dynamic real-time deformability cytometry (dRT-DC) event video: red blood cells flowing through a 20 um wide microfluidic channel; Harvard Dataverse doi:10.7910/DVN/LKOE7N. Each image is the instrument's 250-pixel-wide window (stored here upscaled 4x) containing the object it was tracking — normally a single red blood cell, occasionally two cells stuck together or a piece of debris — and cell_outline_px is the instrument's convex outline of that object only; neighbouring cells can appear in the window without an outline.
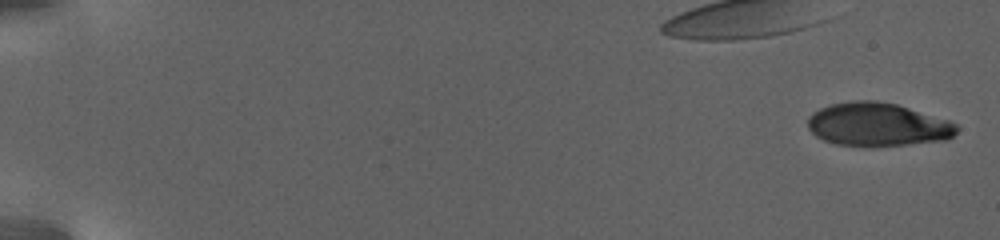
{"species": "human", "species_latin": "Homo sapiens", "temperature_condition": "warm", "stored_images_in_passage": 17, "segment_of_instrument_passage": [1, 2], "camera_frame_rate_fps": 3000, "um_per_image_px": 0.085, "donor": {"sex": "female"}, "frame": {"image": 1, "passage_image": 1, "time_ms": 0.0, "image_size_px": [1000, 240], "cell_outline_px": [[960, 128], [948, 140], [876, 148], [836, 144], [824, 140], [816, 136], [808, 128], [808, 116], [812, 112], [820, 108], [832, 104], [852, 100], [876, 100], [896, 104], [948, 120], [956, 124]], "centroid_in_image_um": [74.6, 10.61], "position_along_channel_um": 10.4, "area_um2": 38.21}}
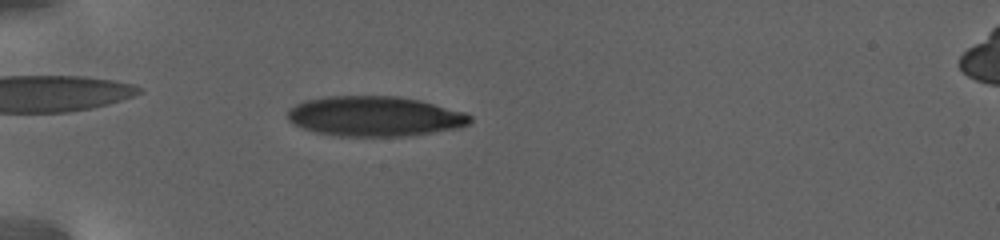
{"frame": {"image": 2, "passage_image": 15, "time_ms": 7.667, "image_size_px": [1000, 240], "cell_outline_px": [[472, 120], [468, 124], [460, 128], [404, 136], [336, 136], [316, 132], [292, 124], [288, 120], [288, 108], [304, 100], [328, 96], [400, 96], [420, 100], [464, 112], [472, 116]], "centroid_in_image_um": [31.84, 9.88], "position_along_channel_um": 53.2, "area_um2": 42.71}}